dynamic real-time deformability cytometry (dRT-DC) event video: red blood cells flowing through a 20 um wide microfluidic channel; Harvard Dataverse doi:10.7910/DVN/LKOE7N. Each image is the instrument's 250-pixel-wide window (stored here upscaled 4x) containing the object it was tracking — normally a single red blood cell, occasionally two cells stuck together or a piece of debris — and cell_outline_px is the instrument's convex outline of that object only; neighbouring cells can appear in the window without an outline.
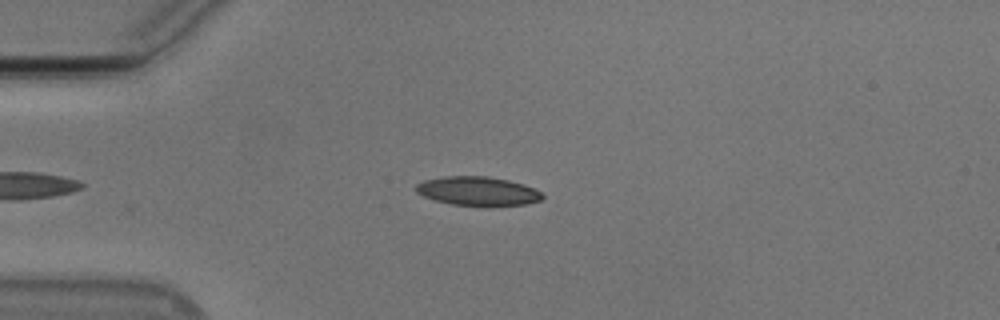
{"species": "Egyptian fruit bat (a non-hibernating species)", "species_latin": "Rousettus aegyptiacus", "temperature_condition": "cold", "stored_images_in_passage": 42, "camera_frame_rate_fps": 3000, "um_per_image_px": 0.085, "animal": {"sex": "male"}, "frame": {"image": 1, "passage_image": 11, "time_ms": 3.333, "image_size_px": [1000, 320], "cell_outline_px": [[544, 196], [540, 200], [528, 204], [492, 208], [484, 208], [452, 204], [436, 200], [424, 196], [416, 192], [416, 184], [424, 180], [444, 176], [488, 176], [508, 180], [524, 184], [540, 192]], "centroid_in_image_um": [40.64, 16.28], "position_along_channel_um": 44.4, "area_um2": 21.91}}
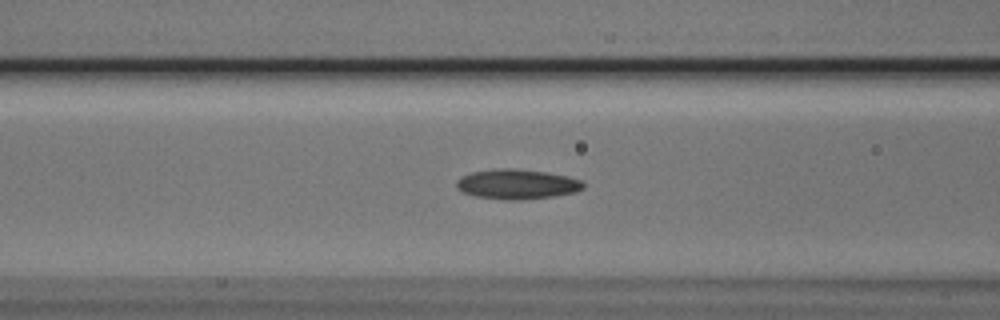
{"frame": {"image": 2, "passage_image": 19, "time_ms": 6.0, "image_size_px": [1000, 320], "cell_outline_px": [[584, 188], [576, 192], [552, 196], [520, 200], [504, 200], [476, 196], [464, 192], [456, 188], [456, 180], [460, 176], [472, 172], [496, 168], [512, 168], [548, 172], [568, 176], [580, 180], [584, 184]], "centroid_in_image_um": [43.93, 15.65], "position_along_channel_um": 122.7, "area_um2": 22.2}}
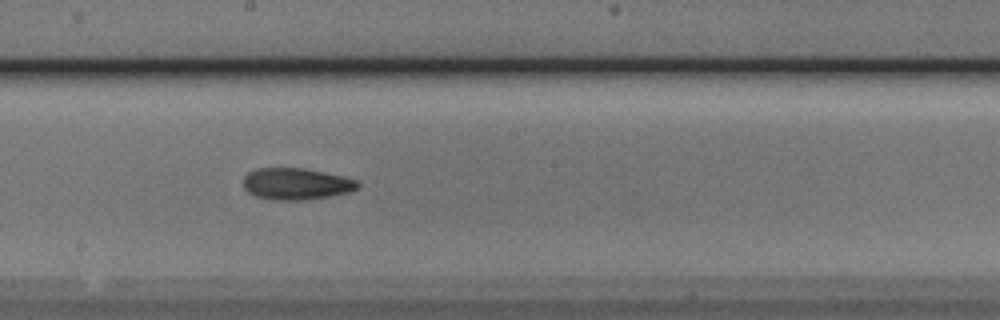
{"frame": {"image": 3, "passage_image": 27, "time_ms": 8.667, "image_size_px": [1000, 320], "cell_outline_px": [[360, 184], [352, 192], [304, 200], [272, 200], [256, 196], [248, 192], [244, 188], [244, 176], [248, 172], [256, 168], [304, 168], [344, 176], [356, 180]], "centroid_in_image_um": [25.17, 15.62], "position_along_channel_um": 223.0, "area_um2": 21.15}, "authors_computed_cell_mechanics": {"area_um2": 20.7502, "velocity_mm_per_s": 3.7629, "shape_relaxation_time_tau1_ms": 6.4385, "shape_relaxation_time_tau2_ms": 3.3247, "deformation_change_tau1": 0.1418, "deformation_change_tau2": 0.0987}}